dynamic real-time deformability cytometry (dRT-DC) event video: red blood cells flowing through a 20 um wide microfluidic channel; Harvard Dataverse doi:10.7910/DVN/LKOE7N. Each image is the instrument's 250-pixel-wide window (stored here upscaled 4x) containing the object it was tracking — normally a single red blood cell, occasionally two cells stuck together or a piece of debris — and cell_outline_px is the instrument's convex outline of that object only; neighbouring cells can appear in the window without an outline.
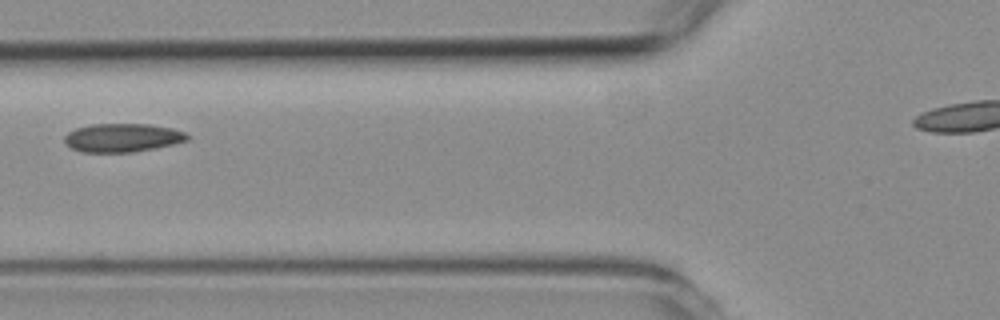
{"species": "common noctule bat (a hibernating species)", "species_latin": "Nyctalus noctula", "temperature_condition": "room temperature", "stored_images_in_passage": 2, "camera_frame_rate_fps": 3000, "um_per_image_px": 0.085, "animal": {"sex": "female", "body_mass_g": 19.3, "forearm_length_mm": 54.1}, "frame": {"image": 1, "passage_image": 2, "time_ms": 1.0, "image_size_px": [1000, 320], "cell_outline_px": [[188, 140], [156, 148], [132, 152], [80, 152], [72, 148], [64, 140], [64, 136], [68, 132], [76, 128], [92, 124], [148, 124], [172, 128], [184, 132], [188, 136]], "centroid_in_image_um": [10.39, 11.7], "position_along_channel_um": 115.4, "area_um2": 20.29}}